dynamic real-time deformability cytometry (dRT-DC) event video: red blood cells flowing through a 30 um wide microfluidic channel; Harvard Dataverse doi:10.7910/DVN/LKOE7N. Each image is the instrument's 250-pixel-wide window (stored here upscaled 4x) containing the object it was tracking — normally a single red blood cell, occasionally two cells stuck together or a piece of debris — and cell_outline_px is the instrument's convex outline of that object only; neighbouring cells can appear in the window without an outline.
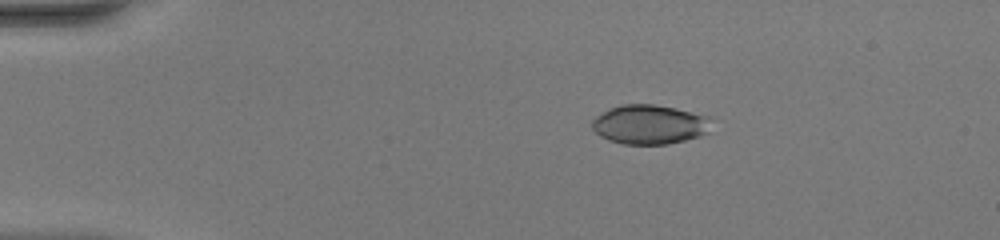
{"species": "common noctule bat (a hibernating species)", "species_latin": "Nyctalus noctula", "temperature_condition": "warm", "stored_images_in_passage": 50, "camera_frame_rate_fps": 3000, "um_per_image_px": 0.085, "animal": {"sex": "female", "body_mass_g": 20.0, "forearm_length_mm": 54.0}, "frame": {"image": 1, "passage_image": 10, "time_ms": 3.0, "image_size_px": [1000, 240], "cell_outline_px": [[712, 120], [708, 132], [700, 136], [668, 144], [624, 144], [608, 140], [600, 136], [592, 128], [592, 120], [596, 116], [608, 108], [620, 104], [652, 104], [676, 108], [708, 116]], "centroid_in_image_um": [55.2, 10.57], "position_along_channel_um": 29.8, "area_um2": 27.51}}
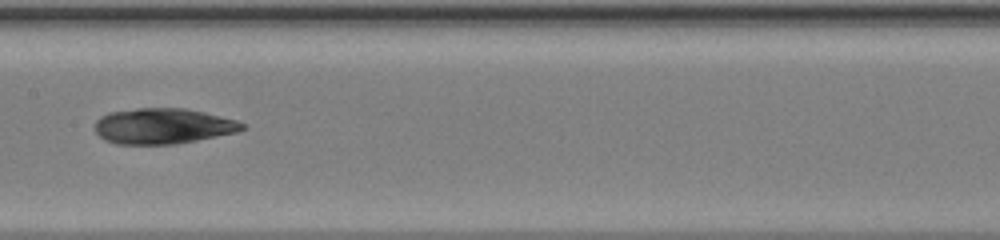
{"frame": {"image": 2, "passage_image": 27, "time_ms": 8.667, "image_size_px": [1000, 240], "cell_outline_px": [[244, 128], [236, 132], [176, 144], [116, 144], [104, 140], [96, 132], [96, 120], [100, 116], [108, 112], [136, 108], [184, 108], [204, 112], [236, 120], [244, 124]], "centroid_in_image_um": [13.81, 10.71], "position_along_channel_um": 193.6, "area_um2": 30.46}}
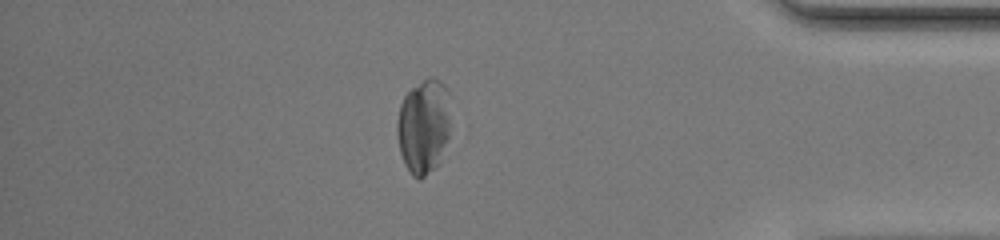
{"frame": {"image": 3, "passage_image": 44, "time_ms": 14.333, "image_size_px": [1000, 240], "cell_outline_px": [[448, 136], [440, 164], [436, 168], [420, 180], [412, 176], [404, 164], [400, 152], [396, 132], [396, 120], [400, 104], [404, 96], [412, 88], [428, 76], [432, 76], [440, 80], [444, 84], [448, 92]], "centroid_in_image_um": [35.98, 10.76], "position_along_channel_um": 399.2, "area_um2": 29.82}}